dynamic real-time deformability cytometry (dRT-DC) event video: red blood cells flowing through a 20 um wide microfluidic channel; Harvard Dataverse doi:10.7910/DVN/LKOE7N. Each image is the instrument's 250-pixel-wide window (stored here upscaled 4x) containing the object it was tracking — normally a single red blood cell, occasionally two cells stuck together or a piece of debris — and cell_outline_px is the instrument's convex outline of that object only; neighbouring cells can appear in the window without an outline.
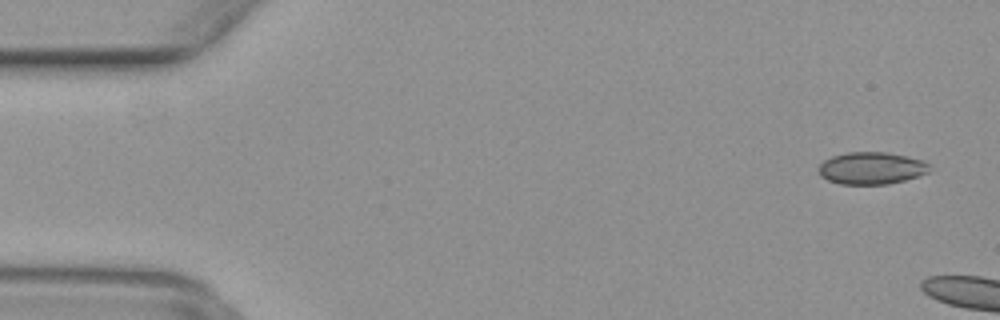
{"species": "common noctule bat (a hibernating species)", "species_latin": "Nyctalus noctula", "temperature_condition": "warm", "stored_images_in_passage": 9, "camera_frame_rate_fps": 3000, "um_per_image_px": 0.085, "animal": {"sex": "female", "body_mass_g": 29.2, "forearm_length_mm": 56.3}, "frame": {"image": 1, "passage_image": 3, "time_ms": 0.667, "image_size_px": [1000, 320], "cell_outline_px": [[928, 172], [904, 180], [888, 184], [840, 184], [828, 180], [820, 176], [816, 168], [824, 160], [832, 156], [848, 152], [888, 152], [924, 160], [928, 164]], "centroid_in_image_um": [74.02, 14.29], "position_along_channel_um": 11.0, "area_um2": 20.81}}